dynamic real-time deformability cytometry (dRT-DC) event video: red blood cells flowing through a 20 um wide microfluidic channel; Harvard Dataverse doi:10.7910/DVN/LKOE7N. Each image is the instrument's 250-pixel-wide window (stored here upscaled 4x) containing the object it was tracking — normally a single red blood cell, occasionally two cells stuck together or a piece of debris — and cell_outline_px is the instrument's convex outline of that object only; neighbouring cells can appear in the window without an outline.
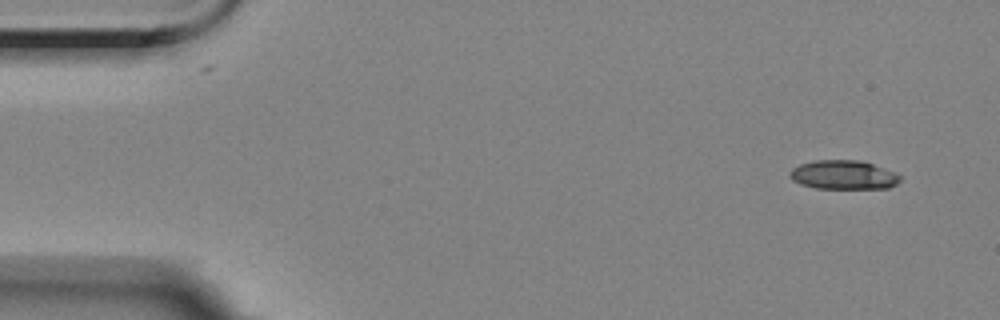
{"species": "Egyptian fruit bat (a non-hibernating species)", "species_latin": "Rousettus aegyptiacus", "temperature_condition": "room temperature", "stored_images_in_passage": 9, "camera_frame_rate_fps": 3000, "um_per_image_px": 0.085, "animal": {"sex": "female"}, "frame": {"image": 1, "passage_image": 1, "time_ms": 0.0, "image_size_px": [1000, 320], "cell_outline_px": [[900, 180], [896, 184], [888, 188], [816, 188], [800, 184], [792, 180], [788, 176], [788, 172], [792, 168], [800, 164], [816, 160], [860, 160], [896, 172], [900, 176]], "centroid_in_image_um": [71.66, 14.86], "position_along_channel_um": 13.3, "area_um2": 18.67}}
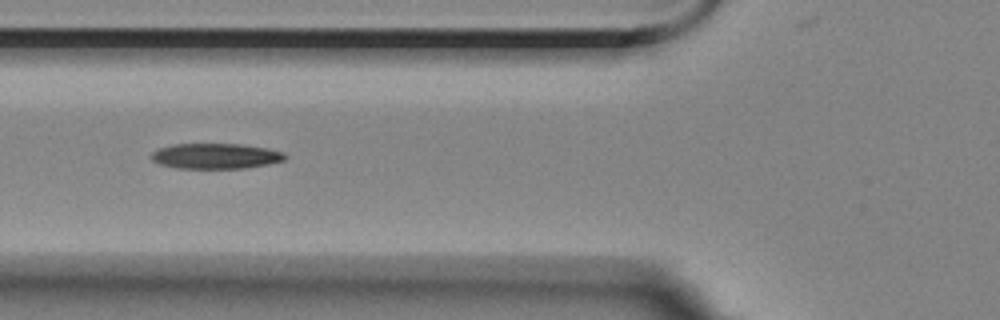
{"frame": {"image": 2, "passage_image": 6, "time_ms": 5.667, "image_size_px": [1000, 320], "cell_outline_px": [[288, 156], [284, 160], [268, 164], [248, 168], [176, 168], [160, 164], [152, 160], [152, 152], [160, 148], [172, 144], [240, 144], [268, 148], [284, 152]], "centroid_in_image_um": [18.37, 13.26], "position_along_channel_um": 107.4, "area_um2": 19.83}}
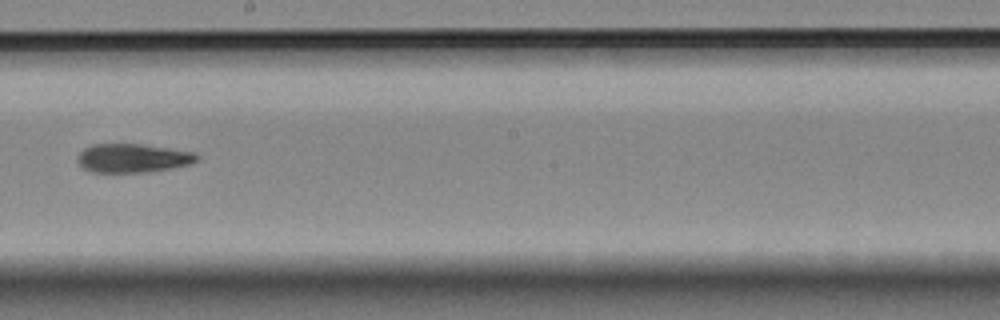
{"frame": {"image": 3, "passage_image": 9, "time_ms": 9.333, "image_size_px": [1000, 320], "cell_outline_px": [[200, 156], [196, 160], [188, 164], [168, 168], [144, 172], [92, 172], [84, 168], [76, 160], [76, 156], [84, 148], [92, 144], [140, 144], [196, 152]], "centroid_in_image_um": [11.24, 13.43], "position_along_channel_um": 237.0, "area_um2": 19.83}}